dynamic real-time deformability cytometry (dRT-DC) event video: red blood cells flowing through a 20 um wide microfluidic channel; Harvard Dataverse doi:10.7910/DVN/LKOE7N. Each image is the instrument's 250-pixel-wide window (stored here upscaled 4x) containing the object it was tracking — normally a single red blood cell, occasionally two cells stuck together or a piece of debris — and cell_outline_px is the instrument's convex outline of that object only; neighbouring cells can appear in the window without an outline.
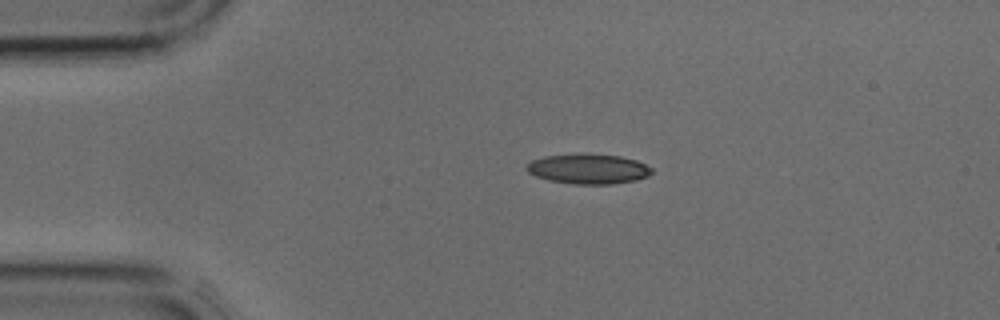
{"species": "common noctule bat (a hibernating species)", "species_latin": "Nyctalus noctula", "temperature_condition": "cold", "stored_images_in_passage": 32, "camera_frame_rate_fps": 3000, "um_per_image_px": 0.085, "animal": {"sex": "male", "body_mass_g": 17.9, "forearm_length_mm": 54.2}, "frame": {"image": 1, "passage_image": 1, "time_ms": 0.0, "image_size_px": [1000, 320], "cell_outline_px": [[652, 172], [648, 176], [636, 180], [612, 184], [572, 184], [548, 180], [536, 176], [528, 172], [524, 168], [532, 160], [544, 156], [620, 156], [636, 160], [652, 168]], "centroid_in_image_um": [50.01, 14.4], "position_along_channel_um": 35.0, "area_um2": 21.1}}
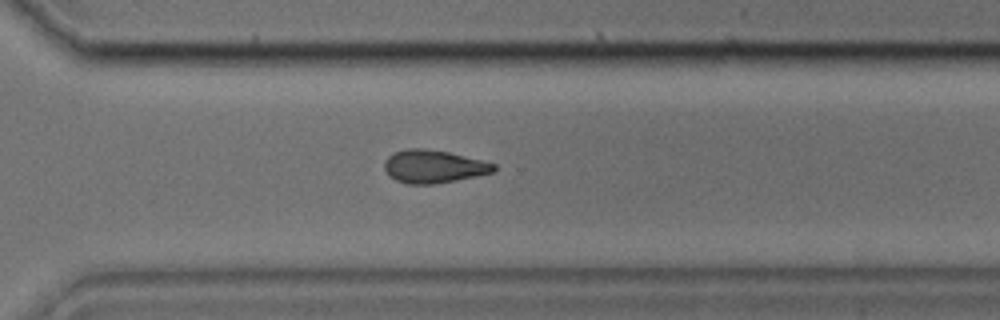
{"frame": {"image": 2, "passage_image": 21, "time_ms": 6.667, "image_size_px": [1000, 320], "cell_outline_px": [[496, 168], [492, 172], [456, 180], [432, 184], [408, 184], [396, 180], [384, 168], [384, 160], [392, 152], [404, 148], [424, 148], [448, 152], [496, 164]], "centroid_in_image_um": [36.8, 14.13], "position_along_channel_um": 333.8, "area_um2": 20.81}}
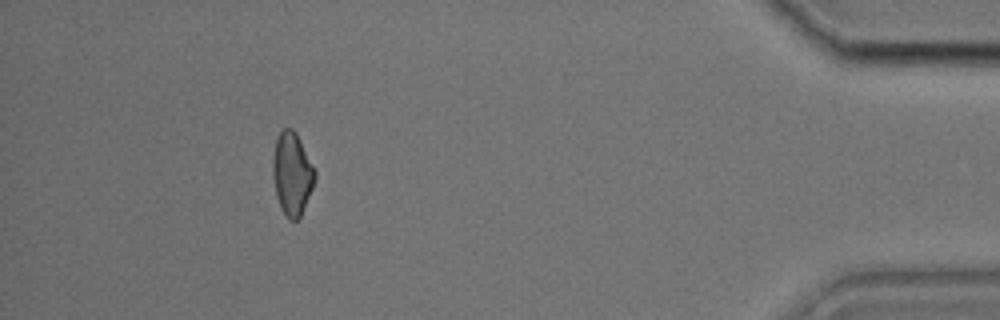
{"frame": {"image": 3, "passage_image": 29, "time_ms": 9.333, "image_size_px": [1000, 320], "cell_outline_px": [[316, 180], [300, 216], [296, 220], [288, 220], [280, 208], [276, 196], [272, 176], [272, 160], [276, 140], [280, 132], [284, 128], [292, 128], [296, 132], [316, 172]], "centroid_in_image_um": [24.81, 14.78], "position_along_channel_um": 410.4, "area_um2": 20.35}}